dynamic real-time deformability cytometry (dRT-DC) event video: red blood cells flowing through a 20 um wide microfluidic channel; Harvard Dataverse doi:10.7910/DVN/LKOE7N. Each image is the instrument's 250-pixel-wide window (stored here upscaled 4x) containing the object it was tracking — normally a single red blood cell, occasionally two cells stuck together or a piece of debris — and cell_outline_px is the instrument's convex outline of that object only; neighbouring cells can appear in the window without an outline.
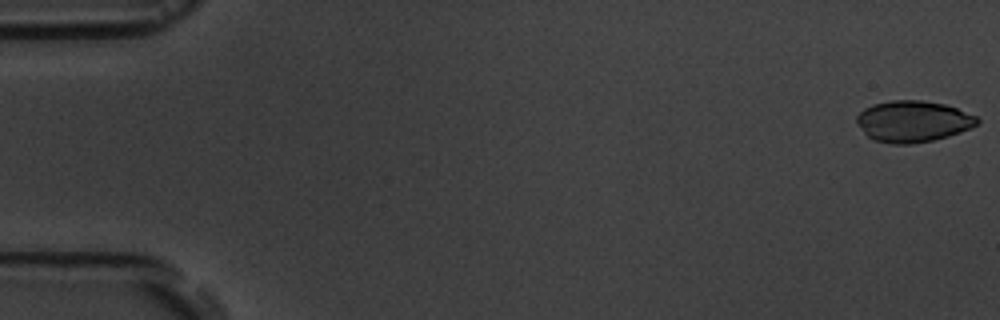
{"species": "common noctule bat (a hibernating species)", "species_latin": "Nyctalus noctula", "temperature_condition": "room temperature", "stored_images_in_passage": 9, "camera_frame_rate_fps": 3000, "um_per_image_px": 0.085, "animal": {"sex": "male", "body_mass_g": 19.5, "forearm_length_mm": 54.6}, "frame": {"image": 1, "passage_image": 1, "time_ms": 0.0, "image_size_px": [1000, 320], "cell_outline_px": [[980, 120], [976, 124], [960, 132], [948, 136], [932, 140], [912, 144], [892, 144], [872, 140], [864, 132], [856, 120], [856, 116], [864, 108], [872, 104], [892, 100], [920, 100], [944, 104], [956, 108], [976, 116]], "centroid_in_image_um": [77.57, 10.31], "position_along_channel_um": 7.4, "area_um2": 28.84}}